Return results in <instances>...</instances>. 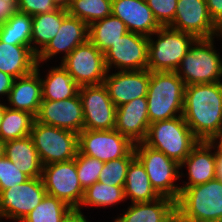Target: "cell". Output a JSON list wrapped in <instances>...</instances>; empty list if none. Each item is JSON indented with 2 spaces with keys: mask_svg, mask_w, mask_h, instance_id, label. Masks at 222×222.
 Wrapping results in <instances>:
<instances>
[{
  "mask_svg": "<svg viewBox=\"0 0 222 222\" xmlns=\"http://www.w3.org/2000/svg\"><path fill=\"white\" fill-rule=\"evenodd\" d=\"M182 116L200 141H210L222 129V82L185 86Z\"/></svg>",
  "mask_w": 222,
  "mask_h": 222,
  "instance_id": "obj_1",
  "label": "cell"
},
{
  "mask_svg": "<svg viewBox=\"0 0 222 222\" xmlns=\"http://www.w3.org/2000/svg\"><path fill=\"white\" fill-rule=\"evenodd\" d=\"M184 93V81L176 72L150 71L146 95L150 124L181 116L183 114Z\"/></svg>",
  "mask_w": 222,
  "mask_h": 222,
  "instance_id": "obj_2",
  "label": "cell"
},
{
  "mask_svg": "<svg viewBox=\"0 0 222 222\" xmlns=\"http://www.w3.org/2000/svg\"><path fill=\"white\" fill-rule=\"evenodd\" d=\"M176 212L186 222L222 221V182L213 179L180 189Z\"/></svg>",
  "mask_w": 222,
  "mask_h": 222,
  "instance_id": "obj_3",
  "label": "cell"
},
{
  "mask_svg": "<svg viewBox=\"0 0 222 222\" xmlns=\"http://www.w3.org/2000/svg\"><path fill=\"white\" fill-rule=\"evenodd\" d=\"M199 142L200 140L193 134L182 115L151 123L143 141L145 145L163 152L178 164L189 156Z\"/></svg>",
  "mask_w": 222,
  "mask_h": 222,
  "instance_id": "obj_4",
  "label": "cell"
},
{
  "mask_svg": "<svg viewBox=\"0 0 222 222\" xmlns=\"http://www.w3.org/2000/svg\"><path fill=\"white\" fill-rule=\"evenodd\" d=\"M214 38H197L181 60L175 72L185 86L221 81L222 59L214 49Z\"/></svg>",
  "mask_w": 222,
  "mask_h": 222,
  "instance_id": "obj_5",
  "label": "cell"
},
{
  "mask_svg": "<svg viewBox=\"0 0 222 222\" xmlns=\"http://www.w3.org/2000/svg\"><path fill=\"white\" fill-rule=\"evenodd\" d=\"M157 35V40L152 36ZM197 38L170 27H160L148 37V70L175 72Z\"/></svg>",
  "mask_w": 222,
  "mask_h": 222,
  "instance_id": "obj_6",
  "label": "cell"
},
{
  "mask_svg": "<svg viewBox=\"0 0 222 222\" xmlns=\"http://www.w3.org/2000/svg\"><path fill=\"white\" fill-rule=\"evenodd\" d=\"M134 153L144 166L154 190L160 196L177 201L181 187L174 182L183 176L179 172L180 164L143 142L134 144Z\"/></svg>",
  "mask_w": 222,
  "mask_h": 222,
  "instance_id": "obj_7",
  "label": "cell"
},
{
  "mask_svg": "<svg viewBox=\"0 0 222 222\" xmlns=\"http://www.w3.org/2000/svg\"><path fill=\"white\" fill-rule=\"evenodd\" d=\"M30 137L43 166L72 160L78 152V134L69 130L35 120Z\"/></svg>",
  "mask_w": 222,
  "mask_h": 222,
  "instance_id": "obj_8",
  "label": "cell"
},
{
  "mask_svg": "<svg viewBox=\"0 0 222 222\" xmlns=\"http://www.w3.org/2000/svg\"><path fill=\"white\" fill-rule=\"evenodd\" d=\"M78 152L104 163L118 158H135L134 144L115 129H83L78 134Z\"/></svg>",
  "mask_w": 222,
  "mask_h": 222,
  "instance_id": "obj_9",
  "label": "cell"
},
{
  "mask_svg": "<svg viewBox=\"0 0 222 222\" xmlns=\"http://www.w3.org/2000/svg\"><path fill=\"white\" fill-rule=\"evenodd\" d=\"M60 64L80 87L102 84L108 72L104 53L90 40L75 47Z\"/></svg>",
  "mask_w": 222,
  "mask_h": 222,
  "instance_id": "obj_10",
  "label": "cell"
},
{
  "mask_svg": "<svg viewBox=\"0 0 222 222\" xmlns=\"http://www.w3.org/2000/svg\"><path fill=\"white\" fill-rule=\"evenodd\" d=\"M41 178L48 195L61 199L71 208L80 206L84 189L79 182L75 158L43 166Z\"/></svg>",
  "mask_w": 222,
  "mask_h": 222,
  "instance_id": "obj_11",
  "label": "cell"
},
{
  "mask_svg": "<svg viewBox=\"0 0 222 222\" xmlns=\"http://www.w3.org/2000/svg\"><path fill=\"white\" fill-rule=\"evenodd\" d=\"M84 115V129L112 130L117 107L111 101L105 85H86L79 88Z\"/></svg>",
  "mask_w": 222,
  "mask_h": 222,
  "instance_id": "obj_12",
  "label": "cell"
},
{
  "mask_svg": "<svg viewBox=\"0 0 222 222\" xmlns=\"http://www.w3.org/2000/svg\"><path fill=\"white\" fill-rule=\"evenodd\" d=\"M47 194L41 177L29 178L26 182L0 192V218L21 222ZM0 219V220H1Z\"/></svg>",
  "mask_w": 222,
  "mask_h": 222,
  "instance_id": "obj_13",
  "label": "cell"
},
{
  "mask_svg": "<svg viewBox=\"0 0 222 222\" xmlns=\"http://www.w3.org/2000/svg\"><path fill=\"white\" fill-rule=\"evenodd\" d=\"M107 70H145L148 68V36L127 32L105 52Z\"/></svg>",
  "mask_w": 222,
  "mask_h": 222,
  "instance_id": "obj_14",
  "label": "cell"
},
{
  "mask_svg": "<svg viewBox=\"0 0 222 222\" xmlns=\"http://www.w3.org/2000/svg\"><path fill=\"white\" fill-rule=\"evenodd\" d=\"M168 27L196 38L222 37V30L210 18L206 0H178L175 18Z\"/></svg>",
  "mask_w": 222,
  "mask_h": 222,
  "instance_id": "obj_15",
  "label": "cell"
},
{
  "mask_svg": "<svg viewBox=\"0 0 222 222\" xmlns=\"http://www.w3.org/2000/svg\"><path fill=\"white\" fill-rule=\"evenodd\" d=\"M37 122L79 134L84 129V115L79 93L64 100H42L35 116Z\"/></svg>",
  "mask_w": 222,
  "mask_h": 222,
  "instance_id": "obj_16",
  "label": "cell"
},
{
  "mask_svg": "<svg viewBox=\"0 0 222 222\" xmlns=\"http://www.w3.org/2000/svg\"><path fill=\"white\" fill-rule=\"evenodd\" d=\"M104 79L111 101L116 107L139 97H146L150 81V71L129 70L108 74Z\"/></svg>",
  "mask_w": 222,
  "mask_h": 222,
  "instance_id": "obj_17",
  "label": "cell"
},
{
  "mask_svg": "<svg viewBox=\"0 0 222 222\" xmlns=\"http://www.w3.org/2000/svg\"><path fill=\"white\" fill-rule=\"evenodd\" d=\"M89 40V26L77 17L67 15L61 24L57 34L48 45L37 55V63L47 61L57 54L64 53L62 60L71 51Z\"/></svg>",
  "mask_w": 222,
  "mask_h": 222,
  "instance_id": "obj_18",
  "label": "cell"
},
{
  "mask_svg": "<svg viewBox=\"0 0 222 222\" xmlns=\"http://www.w3.org/2000/svg\"><path fill=\"white\" fill-rule=\"evenodd\" d=\"M149 125L146 97L136 98L117 107L114 129L133 144L145 140Z\"/></svg>",
  "mask_w": 222,
  "mask_h": 222,
  "instance_id": "obj_19",
  "label": "cell"
},
{
  "mask_svg": "<svg viewBox=\"0 0 222 222\" xmlns=\"http://www.w3.org/2000/svg\"><path fill=\"white\" fill-rule=\"evenodd\" d=\"M112 15L120 18L128 31L148 37L161 27L146 0H112Z\"/></svg>",
  "mask_w": 222,
  "mask_h": 222,
  "instance_id": "obj_20",
  "label": "cell"
},
{
  "mask_svg": "<svg viewBox=\"0 0 222 222\" xmlns=\"http://www.w3.org/2000/svg\"><path fill=\"white\" fill-rule=\"evenodd\" d=\"M40 63L36 69L28 75L14 80L8 96V108L23 110L36 116L42 102V83L40 78ZM12 106V107H11Z\"/></svg>",
  "mask_w": 222,
  "mask_h": 222,
  "instance_id": "obj_21",
  "label": "cell"
},
{
  "mask_svg": "<svg viewBox=\"0 0 222 222\" xmlns=\"http://www.w3.org/2000/svg\"><path fill=\"white\" fill-rule=\"evenodd\" d=\"M209 141H200L190 152L189 156L180 164L187 167L188 182L181 189L204 184L215 179V151Z\"/></svg>",
  "mask_w": 222,
  "mask_h": 222,
  "instance_id": "obj_22",
  "label": "cell"
},
{
  "mask_svg": "<svg viewBox=\"0 0 222 222\" xmlns=\"http://www.w3.org/2000/svg\"><path fill=\"white\" fill-rule=\"evenodd\" d=\"M114 222H167L176 212V201L160 196L151 202H136Z\"/></svg>",
  "mask_w": 222,
  "mask_h": 222,
  "instance_id": "obj_23",
  "label": "cell"
},
{
  "mask_svg": "<svg viewBox=\"0 0 222 222\" xmlns=\"http://www.w3.org/2000/svg\"><path fill=\"white\" fill-rule=\"evenodd\" d=\"M5 156L29 178L42 176L43 164L30 135L5 142Z\"/></svg>",
  "mask_w": 222,
  "mask_h": 222,
  "instance_id": "obj_24",
  "label": "cell"
},
{
  "mask_svg": "<svg viewBox=\"0 0 222 222\" xmlns=\"http://www.w3.org/2000/svg\"><path fill=\"white\" fill-rule=\"evenodd\" d=\"M36 65L37 55L31 48L0 41V71L16 79L33 72Z\"/></svg>",
  "mask_w": 222,
  "mask_h": 222,
  "instance_id": "obj_25",
  "label": "cell"
},
{
  "mask_svg": "<svg viewBox=\"0 0 222 222\" xmlns=\"http://www.w3.org/2000/svg\"><path fill=\"white\" fill-rule=\"evenodd\" d=\"M124 193L131 203L151 202L160 197L154 190L144 166L136 157L128 166Z\"/></svg>",
  "mask_w": 222,
  "mask_h": 222,
  "instance_id": "obj_26",
  "label": "cell"
},
{
  "mask_svg": "<svg viewBox=\"0 0 222 222\" xmlns=\"http://www.w3.org/2000/svg\"><path fill=\"white\" fill-rule=\"evenodd\" d=\"M67 15V10L58 8L48 13L32 16L31 49L36 55L55 37Z\"/></svg>",
  "mask_w": 222,
  "mask_h": 222,
  "instance_id": "obj_27",
  "label": "cell"
},
{
  "mask_svg": "<svg viewBox=\"0 0 222 222\" xmlns=\"http://www.w3.org/2000/svg\"><path fill=\"white\" fill-rule=\"evenodd\" d=\"M41 83L42 100L59 101L72 98L79 93L80 88L61 64L51 67L45 79L41 78Z\"/></svg>",
  "mask_w": 222,
  "mask_h": 222,
  "instance_id": "obj_28",
  "label": "cell"
},
{
  "mask_svg": "<svg viewBox=\"0 0 222 222\" xmlns=\"http://www.w3.org/2000/svg\"><path fill=\"white\" fill-rule=\"evenodd\" d=\"M127 32L125 23L110 15L89 25V40L104 53Z\"/></svg>",
  "mask_w": 222,
  "mask_h": 222,
  "instance_id": "obj_29",
  "label": "cell"
},
{
  "mask_svg": "<svg viewBox=\"0 0 222 222\" xmlns=\"http://www.w3.org/2000/svg\"><path fill=\"white\" fill-rule=\"evenodd\" d=\"M35 116L23 110H14L5 105L0 125V139L3 142L24 138L30 135Z\"/></svg>",
  "mask_w": 222,
  "mask_h": 222,
  "instance_id": "obj_30",
  "label": "cell"
},
{
  "mask_svg": "<svg viewBox=\"0 0 222 222\" xmlns=\"http://www.w3.org/2000/svg\"><path fill=\"white\" fill-rule=\"evenodd\" d=\"M32 16L17 12L0 27V41L31 48Z\"/></svg>",
  "mask_w": 222,
  "mask_h": 222,
  "instance_id": "obj_31",
  "label": "cell"
},
{
  "mask_svg": "<svg viewBox=\"0 0 222 222\" xmlns=\"http://www.w3.org/2000/svg\"><path fill=\"white\" fill-rule=\"evenodd\" d=\"M125 199L124 187L110 186L97 181L84 190L78 209L81 210L82 206L111 207Z\"/></svg>",
  "mask_w": 222,
  "mask_h": 222,
  "instance_id": "obj_32",
  "label": "cell"
},
{
  "mask_svg": "<svg viewBox=\"0 0 222 222\" xmlns=\"http://www.w3.org/2000/svg\"><path fill=\"white\" fill-rule=\"evenodd\" d=\"M67 12L89 26L112 15V0H72Z\"/></svg>",
  "mask_w": 222,
  "mask_h": 222,
  "instance_id": "obj_33",
  "label": "cell"
},
{
  "mask_svg": "<svg viewBox=\"0 0 222 222\" xmlns=\"http://www.w3.org/2000/svg\"><path fill=\"white\" fill-rule=\"evenodd\" d=\"M71 207L54 196L44 199L21 222H60Z\"/></svg>",
  "mask_w": 222,
  "mask_h": 222,
  "instance_id": "obj_34",
  "label": "cell"
},
{
  "mask_svg": "<svg viewBox=\"0 0 222 222\" xmlns=\"http://www.w3.org/2000/svg\"><path fill=\"white\" fill-rule=\"evenodd\" d=\"M75 164L79 182L82 188L85 190L87 187L98 181L99 175L105 163L96 158H92L77 152Z\"/></svg>",
  "mask_w": 222,
  "mask_h": 222,
  "instance_id": "obj_35",
  "label": "cell"
},
{
  "mask_svg": "<svg viewBox=\"0 0 222 222\" xmlns=\"http://www.w3.org/2000/svg\"><path fill=\"white\" fill-rule=\"evenodd\" d=\"M134 158H118L105 162L98 181L110 185L124 187L127 169Z\"/></svg>",
  "mask_w": 222,
  "mask_h": 222,
  "instance_id": "obj_36",
  "label": "cell"
},
{
  "mask_svg": "<svg viewBox=\"0 0 222 222\" xmlns=\"http://www.w3.org/2000/svg\"><path fill=\"white\" fill-rule=\"evenodd\" d=\"M29 179L6 156L0 159V192L12 186L22 184Z\"/></svg>",
  "mask_w": 222,
  "mask_h": 222,
  "instance_id": "obj_37",
  "label": "cell"
},
{
  "mask_svg": "<svg viewBox=\"0 0 222 222\" xmlns=\"http://www.w3.org/2000/svg\"><path fill=\"white\" fill-rule=\"evenodd\" d=\"M178 0H146L156 21L161 27L169 26L174 18Z\"/></svg>",
  "mask_w": 222,
  "mask_h": 222,
  "instance_id": "obj_38",
  "label": "cell"
},
{
  "mask_svg": "<svg viewBox=\"0 0 222 222\" xmlns=\"http://www.w3.org/2000/svg\"><path fill=\"white\" fill-rule=\"evenodd\" d=\"M18 11L30 16L58 9L52 0H18Z\"/></svg>",
  "mask_w": 222,
  "mask_h": 222,
  "instance_id": "obj_39",
  "label": "cell"
},
{
  "mask_svg": "<svg viewBox=\"0 0 222 222\" xmlns=\"http://www.w3.org/2000/svg\"><path fill=\"white\" fill-rule=\"evenodd\" d=\"M18 0H0V27L18 12Z\"/></svg>",
  "mask_w": 222,
  "mask_h": 222,
  "instance_id": "obj_40",
  "label": "cell"
},
{
  "mask_svg": "<svg viewBox=\"0 0 222 222\" xmlns=\"http://www.w3.org/2000/svg\"><path fill=\"white\" fill-rule=\"evenodd\" d=\"M206 4L210 18L222 30V0H206Z\"/></svg>",
  "mask_w": 222,
  "mask_h": 222,
  "instance_id": "obj_41",
  "label": "cell"
},
{
  "mask_svg": "<svg viewBox=\"0 0 222 222\" xmlns=\"http://www.w3.org/2000/svg\"><path fill=\"white\" fill-rule=\"evenodd\" d=\"M15 78L10 76L9 74H6L2 71H0V95H6L7 98L9 96L10 90L13 86Z\"/></svg>",
  "mask_w": 222,
  "mask_h": 222,
  "instance_id": "obj_42",
  "label": "cell"
},
{
  "mask_svg": "<svg viewBox=\"0 0 222 222\" xmlns=\"http://www.w3.org/2000/svg\"><path fill=\"white\" fill-rule=\"evenodd\" d=\"M86 216L78 208H71L60 222H88Z\"/></svg>",
  "mask_w": 222,
  "mask_h": 222,
  "instance_id": "obj_43",
  "label": "cell"
},
{
  "mask_svg": "<svg viewBox=\"0 0 222 222\" xmlns=\"http://www.w3.org/2000/svg\"><path fill=\"white\" fill-rule=\"evenodd\" d=\"M215 179L222 182V154L217 152L215 147Z\"/></svg>",
  "mask_w": 222,
  "mask_h": 222,
  "instance_id": "obj_44",
  "label": "cell"
},
{
  "mask_svg": "<svg viewBox=\"0 0 222 222\" xmlns=\"http://www.w3.org/2000/svg\"><path fill=\"white\" fill-rule=\"evenodd\" d=\"M217 152L222 154V129L209 141Z\"/></svg>",
  "mask_w": 222,
  "mask_h": 222,
  "instance_id": "obj_45",
  "label": "cell"
},
{
  "mask_svg": "<svg viewBox=\"0 0 222 222\" xmlns=\"http://www.w3.org/2000/svg\"><path fill=\"white\" fill-rule=\"evenodd\" d=\"M52 1L57 8H62L65 10H67L70 7L72 2V0H52Z\"/></svg>",
  "mask_w": 222,
  "mask_h": 222,
  "instance_id": "obj_46",
  "label": "cell"
},
{
  "mask_svg": "<svg viewBox=\"0 0 222 222\" xmlns=\"http://www.w3.org/2000/svg\"><path fill=\"white\" fill-rule=\"evenodd\" d=\"M167 222H186L184 219H182L177 213Z\"/></svg>",
  "mask_w": 222,
  "mask_h": 222,
  "instance_id": "obj_47",
  "label": "cell"
},
{
  "mask_svg": "<svg viewBox=\"0 0 222 222\" xmlns=\"http://www.w3.org/2000/svg\"><path fill=\"white\" fill-rule=\"evenodd\" d=\"M5 156V142L0 139V159Z\"/></svg>",
  "mask_w": 222,
  "mask_h": 222,
  "instance_id": "obj_48",
  "label": "cell"
},
{
  "mask_svg": "<svg viewBox=\"0 0 222 222\" xmlns=\"http://www.w3.org/2000/svg\"><path fill=\"white\" fill-rule=\"evenodd\" d=\"M5 104L6 103H0V125H1V122H2V119H3V115H4V112H5Z\"/></svg>",
  "mask_w": 222,
  "mask_h": 222,
  "instance_id": "obj_49",
  "label": "cell"
}]
</instances>
